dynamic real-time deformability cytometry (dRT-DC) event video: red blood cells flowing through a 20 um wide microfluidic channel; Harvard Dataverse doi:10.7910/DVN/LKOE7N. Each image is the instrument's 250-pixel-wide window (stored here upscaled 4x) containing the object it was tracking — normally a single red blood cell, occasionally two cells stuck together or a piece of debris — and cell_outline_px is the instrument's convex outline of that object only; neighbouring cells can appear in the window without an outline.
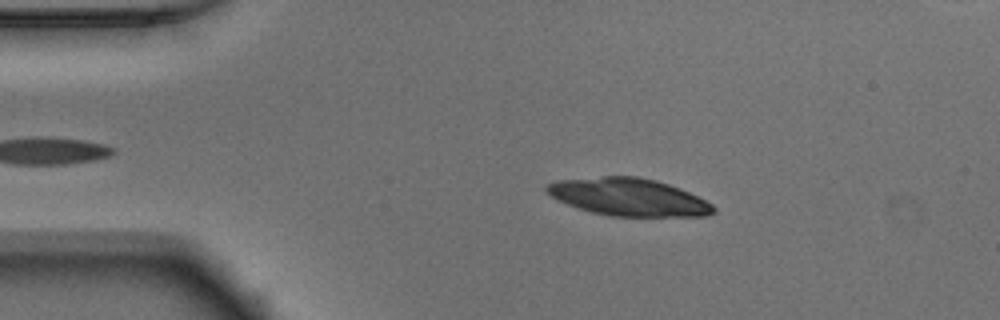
{"species": "Egyptian fruit bat (a non-hibernating species)", "species_latin": "Rousettus aegyptiacus", "temperature_condition": "warm", "stored_images_in_passage": 44, "camera_frame_rate_fps": 3000, "um_per_image_px": 0.085, "animal": {"sex": "male"}, "frame": {"image": 1, "passage_image": 9, "time_ms": 2.667, "image_size_px": [1000, 320], "cell_outline_px": [[716, 212], [708, 216], [608, 216], [592, 212], [556, 200], [544, 192], [544, 188], [548, 184], [556, 180], [604, 176], [636, 176], [656, 180], [680, 188], [712, 204], [716, 208]], "centroid_in_image_um": [53.4, 16.75], "position_along_channel_um": 31.6, "area_um2": 36.53}}